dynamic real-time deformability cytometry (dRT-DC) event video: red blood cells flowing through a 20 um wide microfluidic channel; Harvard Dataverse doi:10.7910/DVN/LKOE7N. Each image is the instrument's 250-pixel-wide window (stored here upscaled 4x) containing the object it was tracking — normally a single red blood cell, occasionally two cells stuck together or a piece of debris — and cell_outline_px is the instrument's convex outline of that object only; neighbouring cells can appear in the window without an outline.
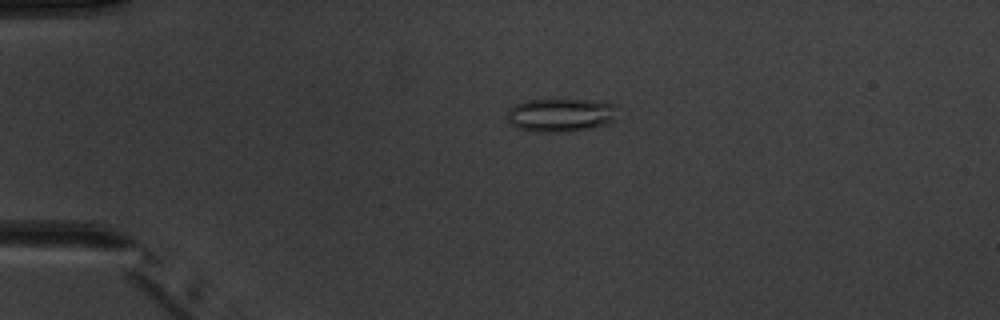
{"species": "common noctule bat (a hibernating species)", "species_latin": "Nyctalus noctula", "temperature_condition": "warm", "stored_images_in_passage": 5, "camera_frame_rate_fps": 3000, "um_per_image_px": 0.085, "animal": {"sex": "male", "body_mass_g": 20.1, "forearm_length_mm": 53.5}, "frame": {"image": 1, "passage_image": 4, "time_ms": 3.667, "image_size_px": [1000, 320], "cell_outline_px": [[616, 120], [608, 124], [584, 128], [556, 132], [536, 132], [516, 128], [508, 124], [508, 108], [524, 100], [580, 100], [616, 104]], "centroid_in_image_um": [47.6, 9.78], "position_along_channel_um": 37.4, "area_um2": 21.33}}